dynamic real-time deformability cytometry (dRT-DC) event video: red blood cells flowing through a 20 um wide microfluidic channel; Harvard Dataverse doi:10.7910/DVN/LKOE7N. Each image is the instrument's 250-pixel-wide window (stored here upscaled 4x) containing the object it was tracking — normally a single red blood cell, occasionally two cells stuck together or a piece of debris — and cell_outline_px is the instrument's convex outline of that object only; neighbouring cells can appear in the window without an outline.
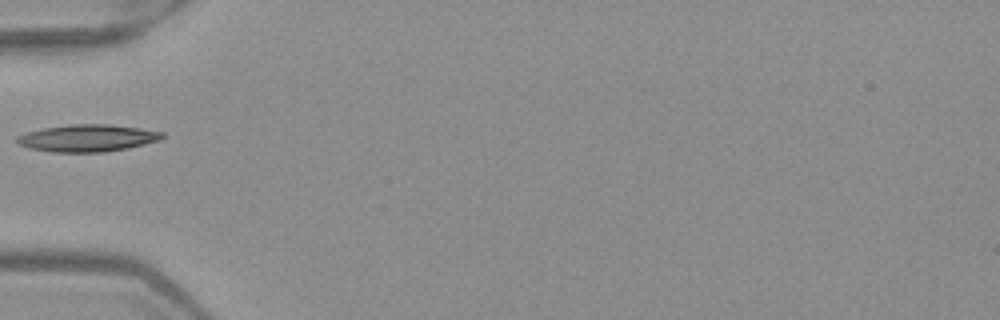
{"species": "Egyptian fruit bat (a non-hibernating species)", "species_latin": "Rousettus aegyptiacus", "temperature_condition": "warm", "stored_images_in_passage": 6, "camera_frame_rate_fps": 3000, "um_per_image_px": 0.085, "frame": {"image": 1, "passage_image": 5, "time_ms": 1.333, "image_size_px": [1000, 320], "cell_outline_px": [[164, 136], [160, 140], [128, 148], [104, 152], [52, 152], [32, 148], [20, 144], [16, 140], [16, 136], [28, 132], [44, 128], [68, 124], [108, 124], [140, 128], [164, 132]], "centroid_in_image_um": [7.47, 11.73], "position_along_channel_um": 77.5, "area_um2": 22.83}}
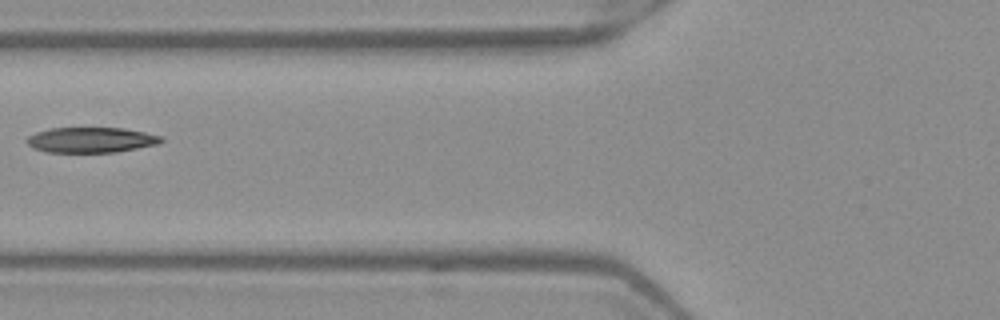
{"frame": {"image": 2, "passage_image": 6, "time_ms": 1.667, "image_size_px": [1000, 320], "cell_outline_px": [[164, 140], [160, 144], [116, 152], [44, 152], [32, 148], [24, 140], [28, 136], [36, 132], [52, 128], [124, 128], [164, 136]], "centroid_in_image_um": [7.75, 11.9], "position_along_channel_um": 118.0, "area_um2": 20.06}}